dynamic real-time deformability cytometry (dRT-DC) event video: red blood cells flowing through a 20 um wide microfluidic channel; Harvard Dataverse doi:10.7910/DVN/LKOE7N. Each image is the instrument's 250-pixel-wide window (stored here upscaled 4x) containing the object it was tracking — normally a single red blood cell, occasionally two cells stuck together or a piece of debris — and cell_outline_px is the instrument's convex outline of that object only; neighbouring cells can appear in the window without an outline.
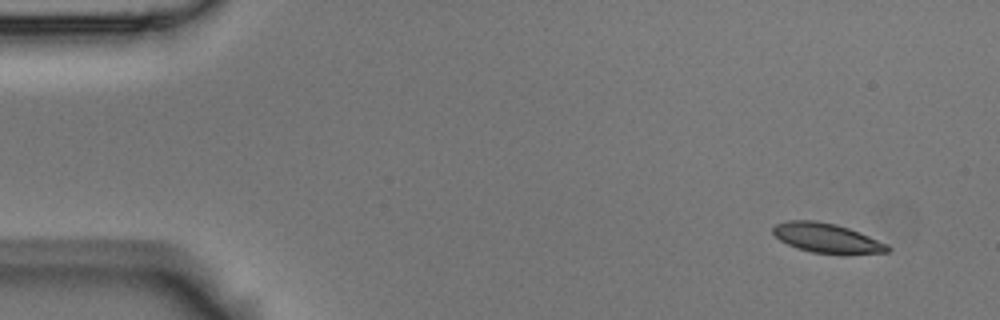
{"species": "Egyptian fruit bat (a non-hibernating species)", "species_latin": "Rousettus aegyptiacus", "temperature_condition": "room temperature", "stored_images_in_passage": 5, "camera_frame_rate_fps": 3000, "um_per_image_px": 0.085, "animal": {"sex": "male"}, "frame": {"image": 1, "passage_image": 1, "time_ms": 0.0, "image_size_px": [1000, 320], "cell_outline_px": [[892, 248], [888, 252], [844, 256], [812, 252], [796, 248], [780, 240], [772, 232], [772, 228], [776, 224], [788, 220], [816, 220], [836, 224], [860, 232], [888, 244]], "centroid_in_image_um": [70.33, 20.26], "position_along_channel_um": 14.7, "area_um2": 20.29}}
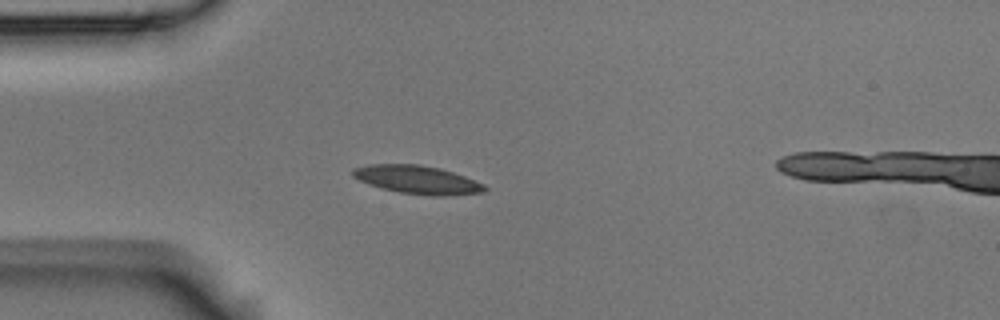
{"frame": {"image": 2, "passage_image": 4, "time_ms": 1.0, "image_size_px": [1000, 320], "cell_outline_px": [[488, 188], [484, 192], [444, 196], [432, 196], [400, 192], [380, 188], [368, 184], [352, 176], [352, 168], [368, 164], [420, 164], [440, 168], [464, 176], [484, 184]], "centroid_in_image_um": [35.46, 15.27], "position_along_channel_um": 49.5, "area_um2": 21.79}}